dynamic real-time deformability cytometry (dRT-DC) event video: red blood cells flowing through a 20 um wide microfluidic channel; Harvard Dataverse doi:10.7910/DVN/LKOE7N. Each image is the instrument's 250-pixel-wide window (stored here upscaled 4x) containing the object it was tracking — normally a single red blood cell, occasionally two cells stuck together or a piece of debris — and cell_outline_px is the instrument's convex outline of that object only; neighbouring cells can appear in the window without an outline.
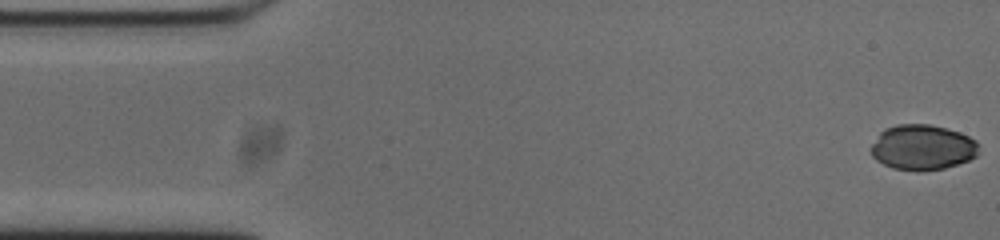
{"species": "common noctule bat (a hibernating species)", "species_latin": "Nyctalus noctula", "temperature_condition": "cold", "stored_images_in_passage": 52, "camera_frame_rate_fps": 3000, "um_per_image_px": 0.085, "animal": {"sex": "male", "body_mass_g": 20.0, "forearm_length_mm": 53.3}, "frame": {"image": 1, "passage_image": 1, "time_ms": 0.0, "image_size_px": [1000, 240], "cell_outline_px": [[980, 144], [976, 156], [968, 160], [944, 168], [892, 168], [876, 160], [872, 156], [872, 144], [880, 132], [884, 128], [896, 124], [928, 124], [948, 128], [960, 132], [976, 140]], "centroid_in_image_um": [78.43, 12.47], "position_along_channel_um": 6.6, "area_um2": 27.92}}
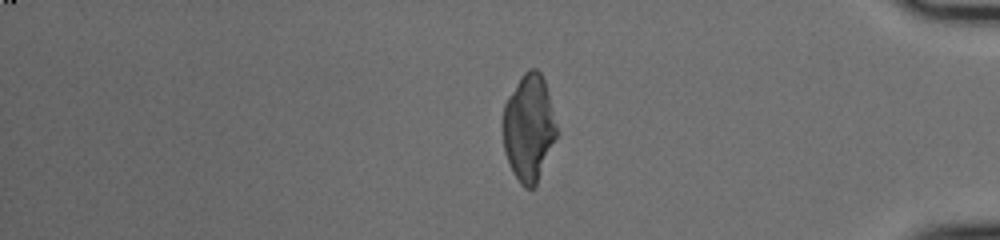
{"frame": {"image": 2, "passage_image": 44, "time_ms": 14.333, "image_size_px": [1000, 240], "cell_outline_px": [[556, 136], [536, 184], [532, 188], [524, 188], [520, 184], [512, 172], [504, 148], [504, 104], [508, 96], [524, 72], [528, 68], [536, 68], [540, 72], [544, 80], [556, 128]], "centroid_in_image_um": [44.92, 10.86], "position_along_channel_um": 390.3, "area_um2": 32.48}}